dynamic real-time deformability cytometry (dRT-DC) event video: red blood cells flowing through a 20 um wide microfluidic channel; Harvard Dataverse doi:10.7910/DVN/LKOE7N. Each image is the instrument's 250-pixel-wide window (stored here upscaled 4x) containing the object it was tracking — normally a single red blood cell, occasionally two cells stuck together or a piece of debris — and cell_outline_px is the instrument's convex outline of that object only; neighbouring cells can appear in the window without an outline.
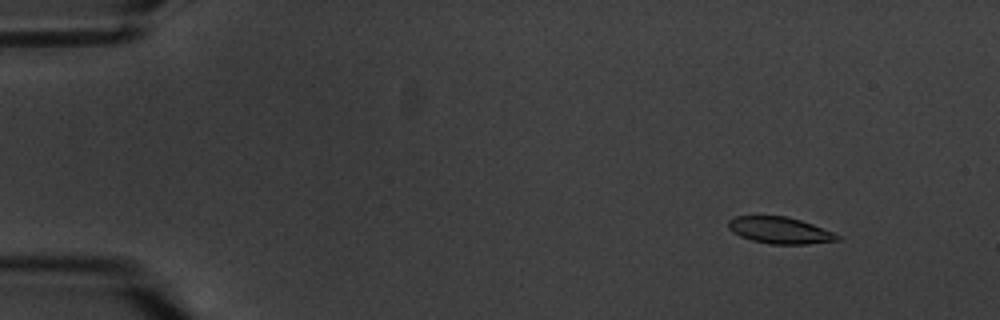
{"species": "common noctule bat (a hibernating species)", "species_latin": "Nyctalus noctula", "temperature_condition": "warm", "stored_images_in_passage": 7, "camera_frame_rate_fps": 3000, "um_per_image_px": 0.085, "animal": {"sex": "male", "body_mass_g": 20.1, "forearm_length_mm": 53.5}, "frame": {"image": 1, "passage_image": 2, "time_ms": 1.333, "image_size_px": [1000, 320], "cell_outline_px": [[844, 240], [808, 244], [772, 244], [752, 240], [740, 236], [732, 232], [728, 228], [728, 220], [732, 216], [784, 216], [800, 220], [812, 224], [832, 232], [840, 236]], "centroid_in_image_um": [66.28, 19.58], "position_along_channel_um": 18.7, "area_um2": 16.94}}
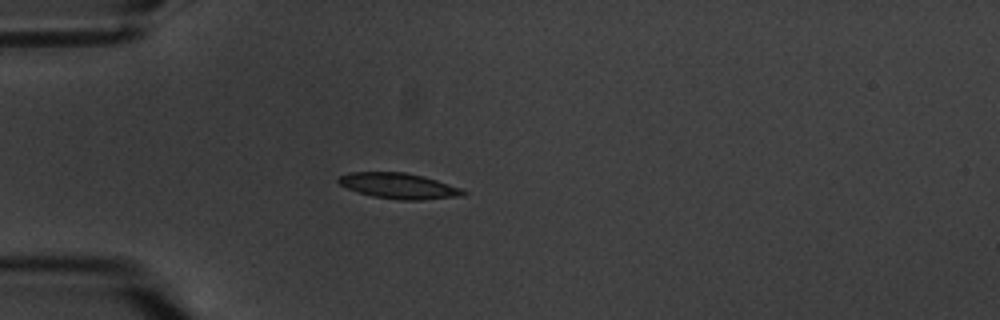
{"frame": {"image": 2, "passage_image": 5, "time_ms": 5.0, "image_size_px": [1000, 320], "cell_outline_px": [[468, 192], [464, 196], [420, 200], [396, 200], [372, 196], [356, 192], [340, 184], [336, 180], [340, 176], [348, 172], [404, 172], [436, 180], [460, 188]], "centroid_in_image_um": [33.88, 15.81], "position_along_channel_um": 51.1, "area_um2": 18.61}}